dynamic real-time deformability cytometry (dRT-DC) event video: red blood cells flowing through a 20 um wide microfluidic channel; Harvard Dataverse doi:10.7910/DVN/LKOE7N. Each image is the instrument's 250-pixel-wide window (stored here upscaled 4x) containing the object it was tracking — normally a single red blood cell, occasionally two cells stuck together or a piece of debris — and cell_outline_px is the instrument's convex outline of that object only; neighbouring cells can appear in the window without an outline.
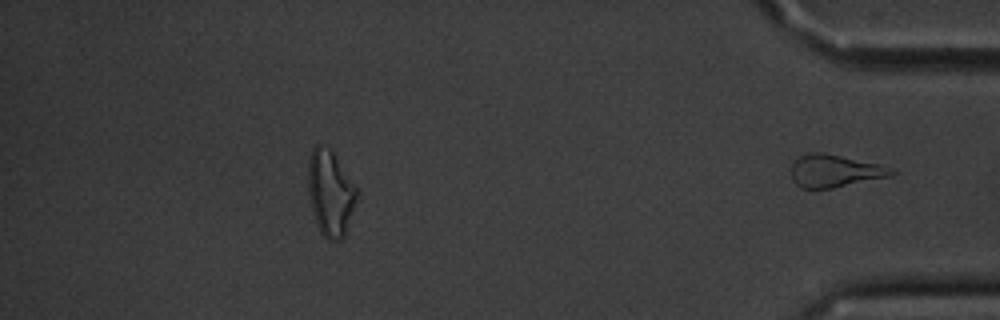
{"species": "common noctule bat (a hibernating species)", "species_latin": "Nyctalus noctula", "temperature_condition": "cold", "stored_images_in_passage": 49, "segment_of_instrument_passage": [2, 2], "camera_frame_rate_fps": 3000, "um_per_image_px": 0.085, "animal": {"sex": "male", "body_mass_g": 20.1, "forearm_length_mm": 53.5}, "frame": {"image": 1, "passage_image": 49, "time_ms": 16.0, "image_size_px": [1000, 320], "cell_outline_px": [[900, 172], [892, 176], [832, 188], [800, 188], [792, 180], [792, 164], [800, 156], [808, 152], [824, 152], [880, 164]], "centroid_in_image_um": [70.98, 14.52], "position_along_channel_um": 364.2, "area_um2": 19.13}}